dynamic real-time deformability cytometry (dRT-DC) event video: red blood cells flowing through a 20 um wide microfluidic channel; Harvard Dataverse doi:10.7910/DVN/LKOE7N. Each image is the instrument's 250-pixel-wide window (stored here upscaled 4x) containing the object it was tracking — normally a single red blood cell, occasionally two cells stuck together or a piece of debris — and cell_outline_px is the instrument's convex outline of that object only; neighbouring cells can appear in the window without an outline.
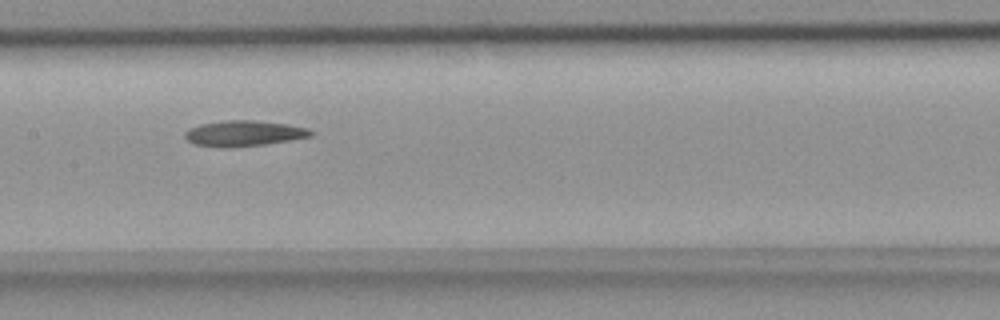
{"species": "common noctule bat (a hibernating species)", "species_latin": "Nyctalus noctula", "temperature_condition": "room temperature", "stored_images_in_passage": 9, "camera_frame_rate_fps": 3000, "um_per_image_px": 0.085, "animal": {"sex": "female", "body_mass_g": 18.4}, "frame": {"image": 1, "passage_image": 7, "time_ms": 2.0, "image_size_px": [1000, 320], "cell_outline_px": [[312, 136], [292, 140], [264, 144], [228, 148], [224, 148], [196, 144], [188, 140], [184, 136], [184, 132], [188, 128], [200, 124], [224, 120], [252, 120], [288, 124], [308, 128], [312, 132]], "centroid_in_image_um": [20.71, 11.33], "position_along_channel_um": 186.7, "area_um2": 18.84}}
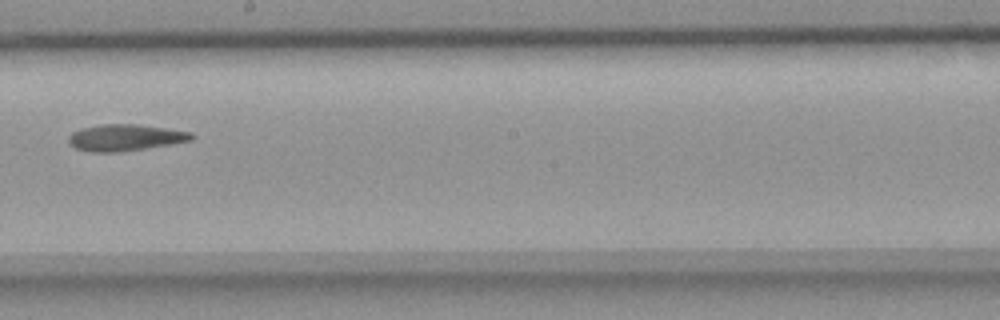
{"frame": {"image": 2, "passage_image": 8, "time_ms": 2.333, "image_size_px": [1000, 320], "cell_outline_px": [[196, 136], [192, 140], [148, 148], [120, 152], [92, 152], [76, 148], [68, 144], [68, 136], [72, 132], [80, 128], [104, 124], [136, 124], [192, 132]], "centroid_in_image_um": [10.63, 11.7], "position_along_channel_um": 237.6, "area_um2": 19.07}}
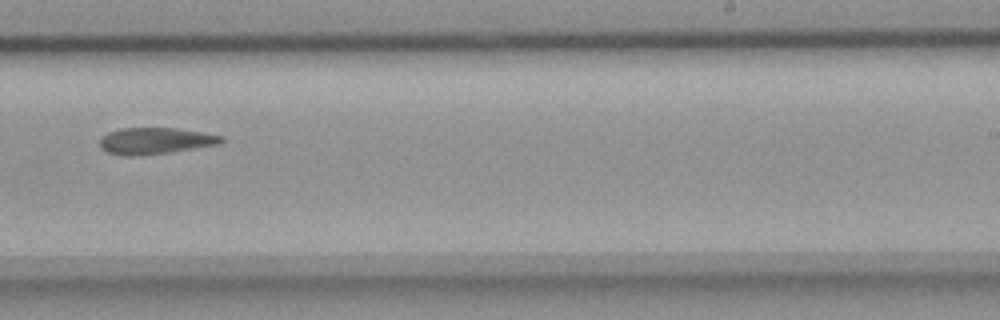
{"frame": {"image": 3, "passage_image": 9, "time_ms": 2.667, "image_size_px": [1000, 320], "cell_outline_px": [[224, 140], [220, 144], [168, 152], [132, 156], [124, 156], [108, 152], [100, 148], [100, 140], [108, 132], [120, 128], [176, 128], [224, 136]], "centroid_in_image_um": [13.19, 11.97], "position_along_channel_um": 275.8, "area_um2": 18.55}}